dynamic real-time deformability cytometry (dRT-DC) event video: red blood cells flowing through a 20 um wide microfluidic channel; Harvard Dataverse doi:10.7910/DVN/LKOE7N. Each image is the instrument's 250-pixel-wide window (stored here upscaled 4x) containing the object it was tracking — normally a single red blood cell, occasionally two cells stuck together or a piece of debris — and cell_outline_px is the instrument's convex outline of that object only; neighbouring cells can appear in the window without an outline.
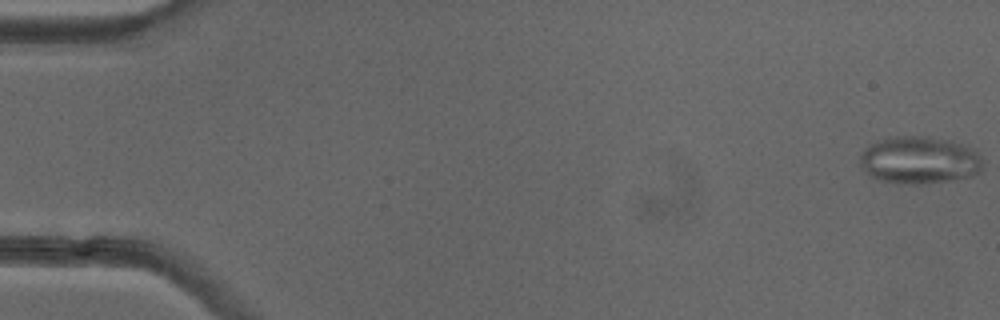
{"species": "common noctule bat (a hibernating species)", "species_latin": "Nyctalus noctula", "temperature_condition": "cold", "stored_images_in_passage": 9, "camera_frame_rate_fps": 3000, "um_per_image_px": 0.085, "animal": {"sex": "female"}, "frame": {"image": 1, "passage_image": 1, "time_ms": 0.0, "image_size_px": [1000, 320], "cell_outline_px": [[980, 172], [972, 176], [952, 180], [924, 184], [904, 184], [880, 180], [872, 176], [860, 164], [860, 152], [868, 144], [888, 136], [928, 136], [952, 140], [964, 144], [972, 148], [980, 156]], "centroid_in_image_um": [78.13, 13.59], "position_along_channel_um": 6.9, "area_um2": 34.22}}